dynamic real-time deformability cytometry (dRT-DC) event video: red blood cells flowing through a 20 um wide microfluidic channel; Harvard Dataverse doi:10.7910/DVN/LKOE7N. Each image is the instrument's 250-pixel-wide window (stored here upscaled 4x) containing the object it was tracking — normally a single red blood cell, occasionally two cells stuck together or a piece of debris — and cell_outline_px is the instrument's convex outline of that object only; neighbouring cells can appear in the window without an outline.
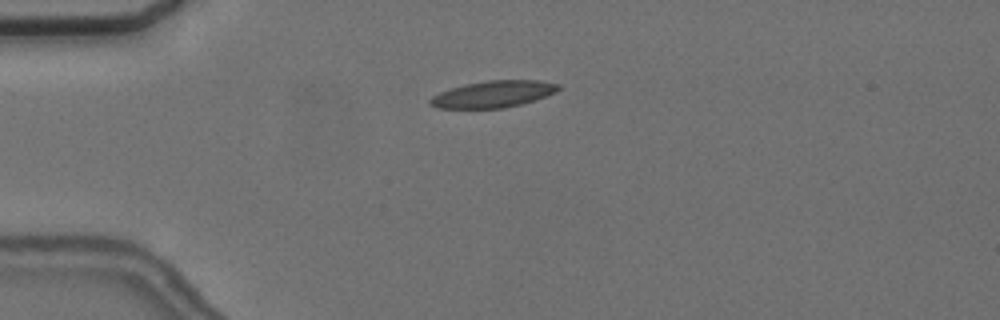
{"species": "common noctule bat (a hibernating species)", "species_latin": "Nyctalus noctula", "temperature_condition": "cold", "stored_images_in_passage": 4, "camera_frame_rate_fps": 3000, "um_per_image_px": 0.085, "animal": {"sex": "female", "body_mass_g": 24.6, "forearm_length_mm": 56.2}, "frame": {"image": 1, "passage_image": 3, "time_ms": 3.333, "image_size_px": [1000, 320], "cell_outline_px": [[560, 88], [556, 92], [520, 104], [504, 108], [436, 108], [428, 104], [428, 100], [432, 96], [440, 92], [464, 84], [488, 80], [540, 80], [560, 84]], "centroid_in_image_um": [41.89, 7.99], "position_along_channel_um": 43.1, "area_um2": 19.88}}